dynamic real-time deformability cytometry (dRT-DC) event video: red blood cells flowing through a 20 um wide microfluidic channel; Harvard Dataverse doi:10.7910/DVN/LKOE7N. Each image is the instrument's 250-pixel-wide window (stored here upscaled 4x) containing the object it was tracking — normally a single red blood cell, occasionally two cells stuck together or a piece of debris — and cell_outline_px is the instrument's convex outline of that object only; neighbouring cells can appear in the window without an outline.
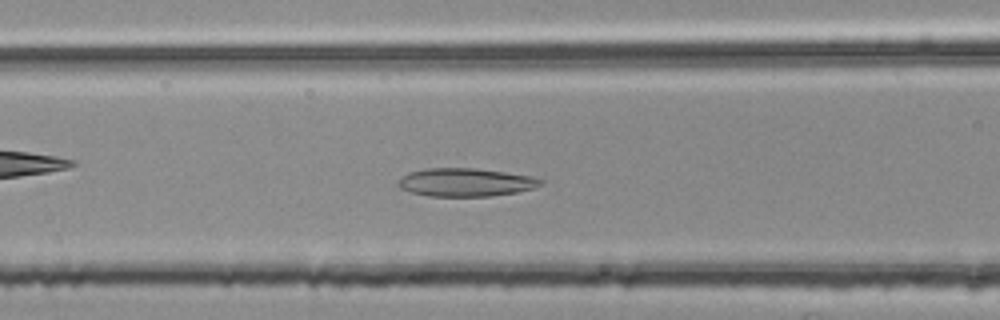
{"species": "common noctule bat (a hibernating species)", "species_latin": "Nyctalus noctula", "temperature_condition": "room temperature", "stored_images_in_passage": 49, "camera_frame_rate_fps": 3000, "um_per_image_px": 0.085, "animal": {"sex": "female", "body_mass_g": 25.1}, "frame": {"image": 1, "passage_image": 21, "time_ms": 6.667, "image_size_px": [1000, 320], "cell_outline_px": [[544, 180], [540, 184], [532, 188], [516, 192], [492, 196], [428, 196], [408, 192], [400, 188], [396, 184], [408, 172], [424, 168], [476, 168], [504, 172], [528, 176]], "centroid_in_image_um": [39.51, 15.5], "position_along_channel_um": 127.1, "area_um2": 23.29}}
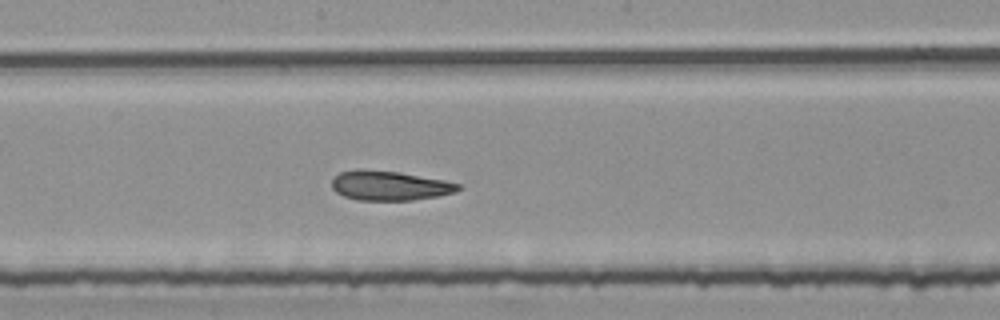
{"frame": {"image": 2, "passage_image": 28, "time_ms": 9.0, "image_size_px": [1000, 320], "cell_outline_px": [[460, 188], [456, 192], [440, 196], [412, 200], [356, 200], [344, 196], [336, 192], [332, 188], [332, 180], [340, 172], [396, 172], [444, 180], [460, 184]], "centroid_in_image_um": [33.18, 15.83], "position_along_channel_um": 215.0, "area_um2": 20.92}}
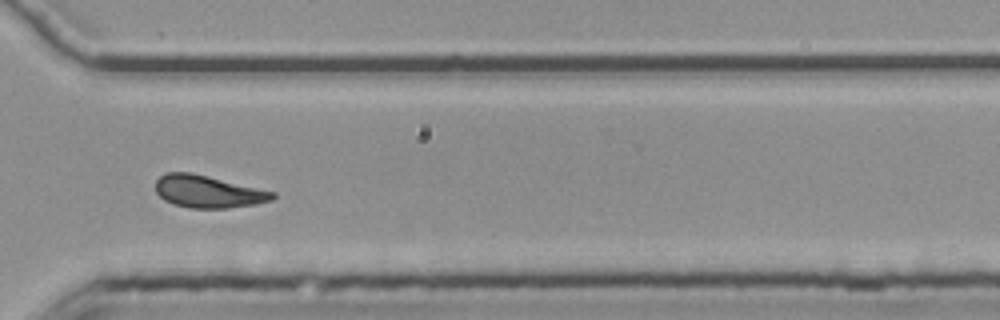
{"frame": {"image": 3, "passage_image": 39, "time_ms": 12.667, "image_size_px": [1000, 320], "cell_outline_px": [[276, 196], [272, 200], [256, 204], [228, 208], [188, 208], [172, 204], [164, 200], [156, 192], [156, 180], [160, 176], [168, 172], [192, 172], [276, 192]], "centroid_in_image_um": [17.69, 16.29], "position_along_channel_um": 352.9, "area_um2": 22.2}, "authors_computed_cell_mechanics": {"area_um2": 22.5998, "velocity_mm_per_s": 3.7729, "shape_relaxation_time_tau1_ms": null, "shape_relaxation_time_tau2_ms": 4.4607, "deformation_change_tau1": null, "deformation_change_tau2": 0.126}}